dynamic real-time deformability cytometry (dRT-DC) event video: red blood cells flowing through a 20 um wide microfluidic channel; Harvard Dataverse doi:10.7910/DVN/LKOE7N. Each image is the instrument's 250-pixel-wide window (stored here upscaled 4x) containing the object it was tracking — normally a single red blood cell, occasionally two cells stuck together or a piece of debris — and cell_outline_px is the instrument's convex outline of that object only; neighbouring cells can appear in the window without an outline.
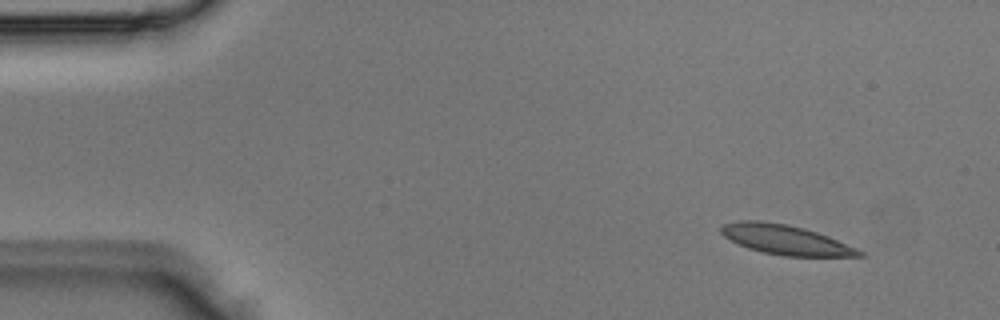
{"species": "Egyptian fruit bat (a non-hibernating species)", "species_latin": "Rousettus aegyptiacus", "temperature_condition": "room temperature", "stored_images_in_passage": 2, "segment_of_instrument_passage": [2, 2], "camera_frame_rate_fps": 3000, "um_per_image_px": 0.085, "animal": {"sex": "male"}, "frame": {"image": 1, "passage_image": 2, "time_ms": 0.333, "image_size_px": [1000, 320], "cell_outline_px": [[864, 256], [784, 256], [764, 252], [748, 248], [724, 236], [720, 232], [720, 228], [724, 224], [740, 220], [760, 220], [784, 224], [804, 228], [828, 236], [856, 248], [864, 252]], "centroid_in_image_um": [66.77, 20.37], "position_along_channel_um": 18.2, "area_um2": 23.52}}